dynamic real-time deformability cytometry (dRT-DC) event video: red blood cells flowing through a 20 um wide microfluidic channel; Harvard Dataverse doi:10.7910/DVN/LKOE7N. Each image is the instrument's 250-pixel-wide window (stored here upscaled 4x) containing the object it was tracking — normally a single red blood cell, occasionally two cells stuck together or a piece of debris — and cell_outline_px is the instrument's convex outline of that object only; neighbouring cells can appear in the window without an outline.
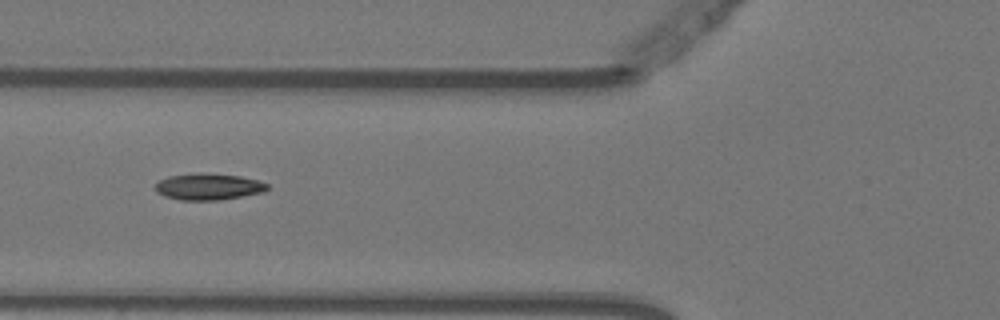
{"species": "Egyptian fruit bat (a non-hibernating species)", "species_latin": "Rousettus aegyptiacus", "temperature_condition": "warm", "stored_images_in_passage": 5, "camera_frame_rate_fps": 3000, "um_per_image_px": 0.085, "animal": {"sex": "female"}, "frame": {"image": 1, "passage_image": 3, "time_ms": 0.667, "image_size_px": [1000, 320], "cell_outline_px": [[268, 188], [264, 192], [220, 200], [180, 200], [164, 196], [156, 192], [156, 184], [160, 180], [168, 176], [240, 176], [256, 180], [268, 184]], "centroid_in_image_um": [17.73, 15.93], "position_along_channel_um": 108.1, "area_um2": 16.24}}
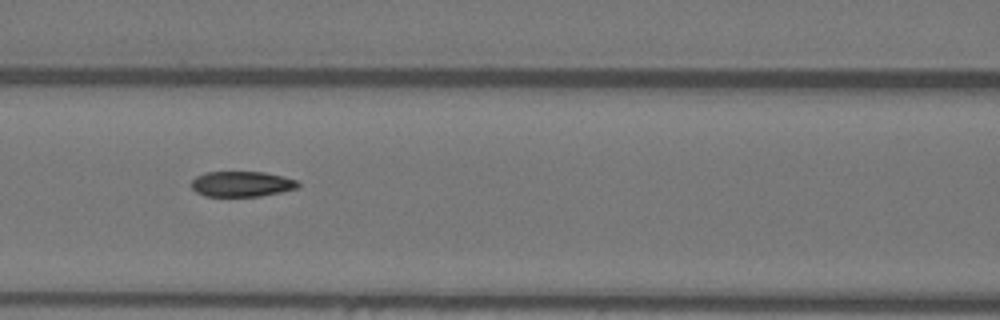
{"frame": {"image": 2, "passage_image": 4, "time_ms": 1.0, "image_size_px": [1000, 320], "cell_outline_px": [[300, 184], [296, 188], [280, 192], [260, 196], [204, 196], [196, 192], [192, 188], [192, 180], [196, 176], [204, 172], [264, 172], [284, 176], [296, 180]], "centroid_in_image_um": [20.53, 15.63], "position_along_channel_um": 146.1, "area_um2": 15.78}}
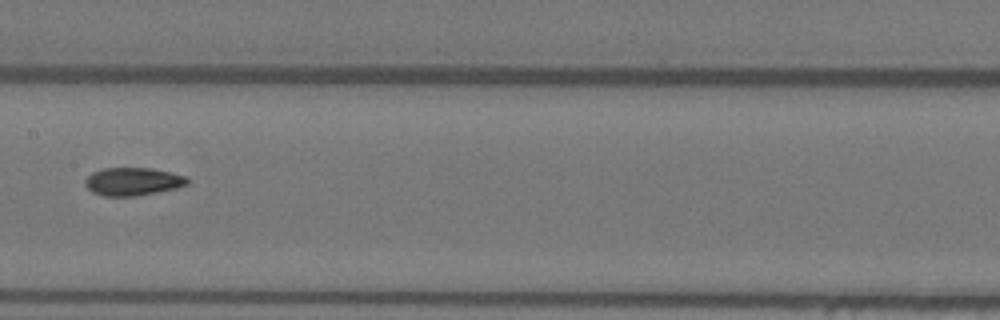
{"frame": {"image": 3, "passage_image": 5, "time_ms": 1.333, "image_size_px": [1000, 320], "cell_outline_px": [[188, 184], [176, 188], [156, 192], [132, 196], [104, 196], [92, 192], [84, 184], [84, 180], [92, 172], [104, 168], [152, 168], [188, 176]], "centroid_in_image_um": [11.28, 15.42], "position_along_channel_um": 196.1, "area_um2": 16.65}}